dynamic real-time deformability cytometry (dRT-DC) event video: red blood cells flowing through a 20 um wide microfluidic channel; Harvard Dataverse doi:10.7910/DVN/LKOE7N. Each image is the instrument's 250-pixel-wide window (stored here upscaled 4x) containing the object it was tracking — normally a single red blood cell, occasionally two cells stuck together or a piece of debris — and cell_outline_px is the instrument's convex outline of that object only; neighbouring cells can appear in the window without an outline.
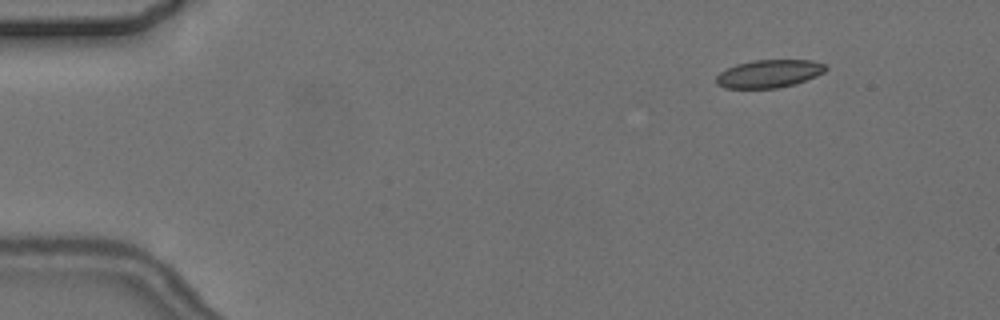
{"species": "common noctule bat (a hibernating species)", "species_latin": "Nyctalus noctula", "temperature_condition": "cold", "stored_images_in_passage": 5, "camera_frame_rate_fps": 3000, "um_per_image_px": 0.085, "animal": {"sex": "female", "body_mass_g": 24.6, "forearm_length_mm": 56.2}, "frame": {"image": 1, "passage_image": 2, "time_ms": 1.333, "image_size_px": [1000, 320], "cell_outline_px": [[828, 68], [824, 72], [816, 76], [792, 84], [776, 88], [724, 88], [716, 84], [716, 76], [720, 72], [736, 64], [752, 60], [812, 60], [828, 64]], "centroid_in_image_um": [65.37, 6.25], "position_along_channel_um": 19.6, "area_um2": 17.8}}
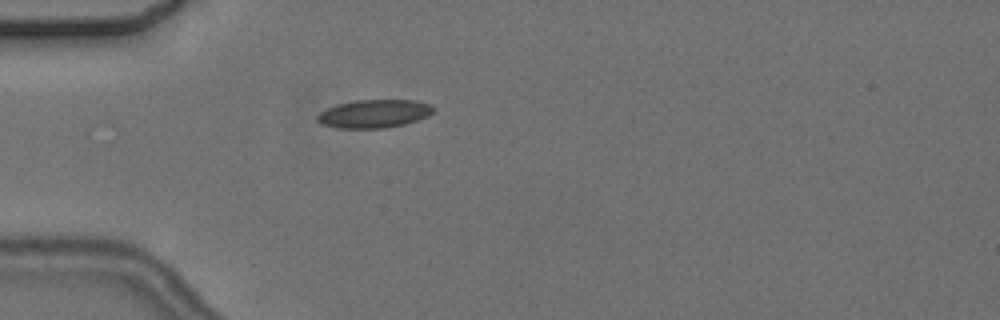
{"frame": {"image": 2, "passage_image": 5, "time_ms": 4.667, "image_size_px": [1000, 320], "cell_outline_px": [[436, 108], [428, 116], [404, 124], [384, 128], [336, 128], [324, 124], [316, 120], [316, 116], [320, 112], [336, 104], [356, 100], [416, 100], [432, 104]], "centroid_in_image_um": [31.82, 9.65], "position_along_channel_um": 53.2, "area_um2": 19.13}}